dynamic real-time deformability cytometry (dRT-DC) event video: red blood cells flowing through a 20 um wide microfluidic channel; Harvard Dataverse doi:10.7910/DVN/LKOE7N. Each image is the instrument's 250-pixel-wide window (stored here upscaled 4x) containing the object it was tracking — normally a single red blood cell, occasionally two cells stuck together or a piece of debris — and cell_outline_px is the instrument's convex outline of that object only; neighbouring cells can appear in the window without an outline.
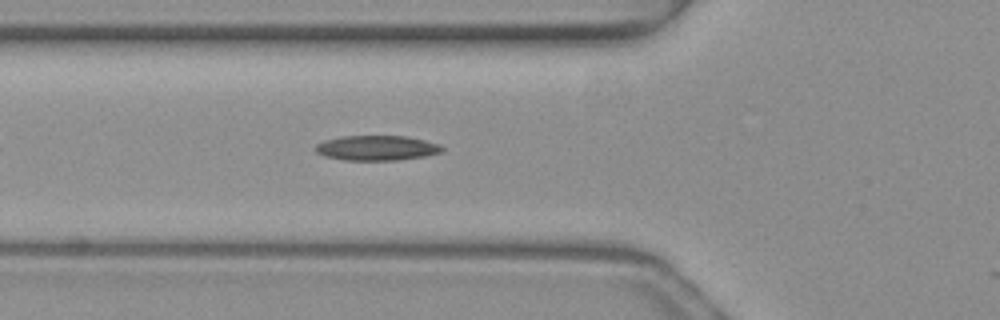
{"species": "common noctule bat (a hibernating species)", "species_latin": "Nyctalus noctula", "temperature_condition": "warm", "stored_images_in_passage": 8, "camera_frame_rate_fps": 3000, "um_per_image_px": 0.085, "animal": {"sex": "female", "body_mass_g": 19.3, "forearm_length_mm": 54.1}, "frame": {"image": 1, "passage_image": 7, "time_ms": 2.0, "image_size_px": [1000, 320], "cell_outline_px": [[444, 152], [424, 156], [400, 160], [344, 160], [324, 156], [316, 152], [312, 148], [316, 144], [324, 140], [340, 136], [404, 136], [424, 140], [440, 144], [444, 148]], "centroid_in_image_um": [32.0, 12.58], "position_along_channel_um": 93.8, "area_um2": 18.61}}